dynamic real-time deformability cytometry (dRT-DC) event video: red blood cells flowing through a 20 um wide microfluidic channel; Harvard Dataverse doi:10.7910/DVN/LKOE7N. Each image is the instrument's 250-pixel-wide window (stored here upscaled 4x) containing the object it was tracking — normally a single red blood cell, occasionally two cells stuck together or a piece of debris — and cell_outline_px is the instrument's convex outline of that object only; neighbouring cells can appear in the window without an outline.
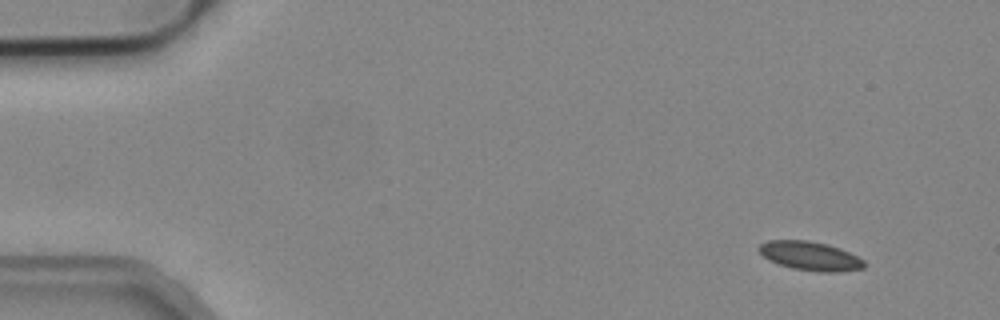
{"species": "common noctule bat (a hibernating species)", "species_latin": "Nyctalus noctula", "temperature_condition": "cold", "stored_images_in_passage": 4, "camera_frame_rate_fps": 3000, "um_per_image_px": 0.085, "animal": {"sex": "male", "body_mass_g": 19.2, "forearm_length_mm": 51.8}, "frame": {"image": 1, "passage_image": 1, "time_ms": 0.0, "image_size_px": [1000, 320], "cell_outline_px": [[864, 268], [840, 272], [820, 272], [792, 268], [768, 260], [756, 248], [760, 244], [768, 240], [808, 240], [828, 244], [840, 248], [864, 260]], "centroid_in_image_um": [68.85, 21.75], "position_along_channel_um": 16.1, "area_um2": 17.74}}
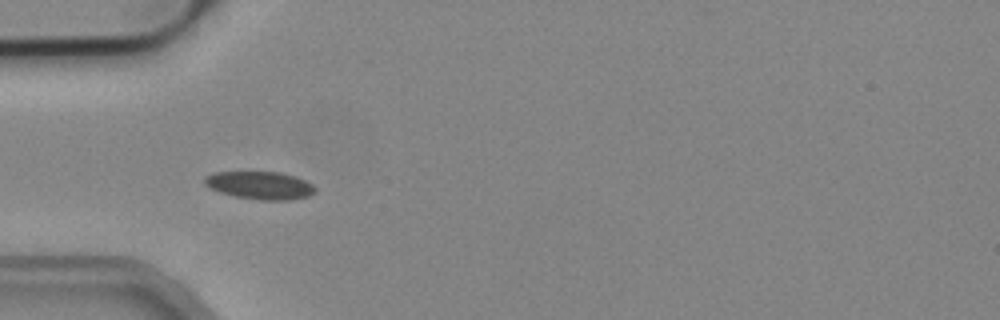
{"frame": {"image": 2, "passage_image": 4, "time_ms": 1.0, "image_size_px": [1000, 320], "cell_outline_px": [[316, 192], [308, 196], [292, 200], [260, 200], [236, 196], [220, 192], [204, 184], [204, 180], [212, 172], [280, 172], [304, 180], [312, 184], [316, 188]], "centroid_in_image_um": [22.13, 15.76], "position_along_channel_um": 62.9, "area_um2": 17.74}}